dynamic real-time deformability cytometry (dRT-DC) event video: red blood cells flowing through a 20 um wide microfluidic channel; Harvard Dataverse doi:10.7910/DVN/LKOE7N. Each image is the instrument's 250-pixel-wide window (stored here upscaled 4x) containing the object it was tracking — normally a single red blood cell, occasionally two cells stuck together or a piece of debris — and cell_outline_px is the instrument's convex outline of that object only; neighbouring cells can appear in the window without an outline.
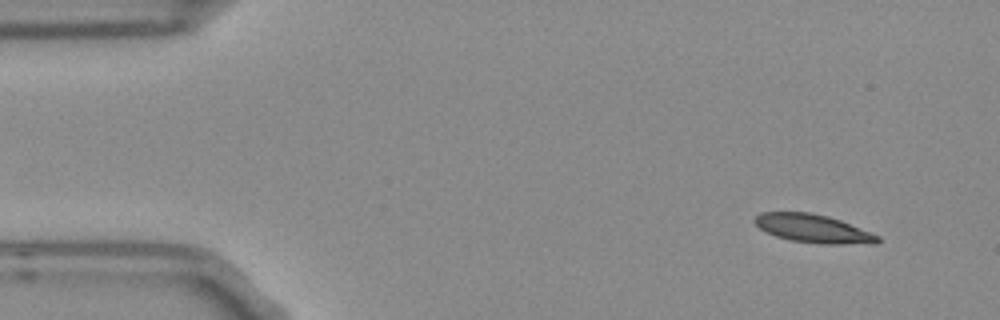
{"species": "Egyptian fruit bat (a non-hibernating species)", "species_latin": "Rousettus aegyptiacus", "temperature_condition": "room temperature", "stored_images_in_passage": 5, "camera_frame_rate_fps": 3000, "um_per_image_px": 0.085, "frame": {"image": 1, "passage_image": 1, "time_ms": 0.0, "image_size_px": [1000, 320], "cell_outline_px": [[880, 240], [876, 244], [820, 244], [792, 240], [776, 236], [760, 228], [752, 220], [760, 212], [808, 212], [828, 216], [840, 220], [880, 236]], "centroid_in_image_um": [69.14, 19.43], "position_along_channel_um": 15.9, "area_um2": 20.23}}
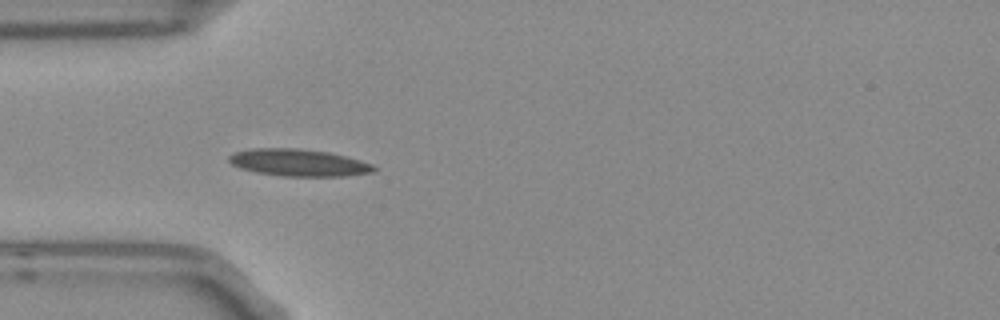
{"frame": {"image": 2, "passage_image": 4, "time_ms": 1.0, "image_size_px": [1000, 320], "cell_outline_px": [[376, 172], [344, 176], [284, 176], [256, 172], [240, 168], [232, 164], [228, 160], [228, 156], [232, 152], [252, 148], [296, 148], [328, 152], [348, 156], [372, 164], [376, 168]], "centroid_in_image_um": [25.38, 13.82], "position_along_channel_um": 59.6, "area_um2": 23.0}}
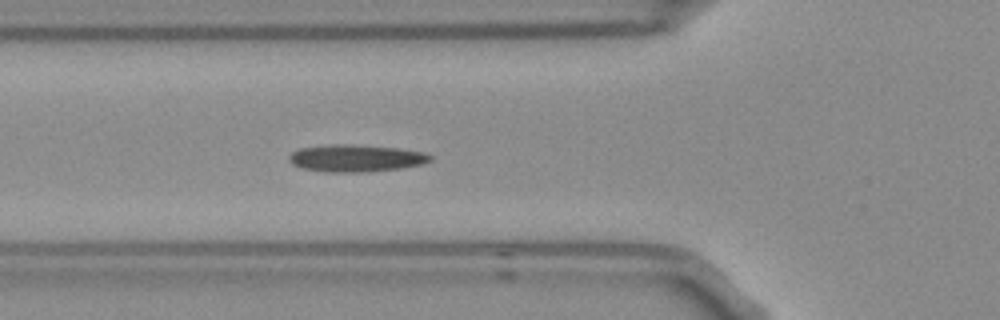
{"frame": {"image": 3, "passage_image": 5, "time_ms": 1.333, "image_size_px": [1000, 320], "cell_outline_px": [[432, 160], [424, 164], [400, 168], [368, 172], [324, 172], [300, 168], [292, 164], [288, 160], [288, 156], [292, 152], [300, 148], [332, 144], [340, 144], [400, 148], [424, 152], [432, 156]], "centroid_in_image_um": [30.24, 13.45], "position_along_channel_um": 95.6, "area_um2": 22.48}}